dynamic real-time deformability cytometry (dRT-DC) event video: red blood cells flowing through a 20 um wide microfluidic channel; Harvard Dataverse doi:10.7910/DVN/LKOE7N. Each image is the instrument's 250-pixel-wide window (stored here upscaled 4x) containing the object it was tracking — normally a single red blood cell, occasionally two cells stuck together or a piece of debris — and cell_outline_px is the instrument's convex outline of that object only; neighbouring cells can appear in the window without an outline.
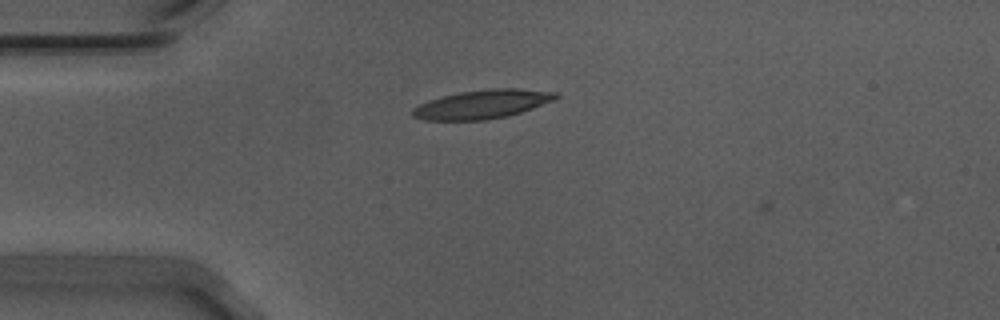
{"species": "Egyptian fruit bat (a non-hibernating species)", "species_latin": "Rousettus aegyptiacus", "temperature_condition": "warm", "stored_images_in_passage": 4, "camera_frame_rate_fps": 3000, "um_per_image_px": 0.085, "animal": {"sex": "male"}, "frame": {"image": 1, "passage_image": 2, "time_ms": 0.333, "image_size_px": [1000, 320], "cell_outline_px": [[560, 96], [556, 100], [508, 116], [484, 120], [424, 120], [412, 116], [412, 112], [420, 104], [428, 100], [440, 96], [460, 92], [492, 88], [516, 88], [556, 92]], "centroid_in_image_um": [41.02, 8.85], "position_along_channel_um": 44.0, "area_um2": 23.99}}